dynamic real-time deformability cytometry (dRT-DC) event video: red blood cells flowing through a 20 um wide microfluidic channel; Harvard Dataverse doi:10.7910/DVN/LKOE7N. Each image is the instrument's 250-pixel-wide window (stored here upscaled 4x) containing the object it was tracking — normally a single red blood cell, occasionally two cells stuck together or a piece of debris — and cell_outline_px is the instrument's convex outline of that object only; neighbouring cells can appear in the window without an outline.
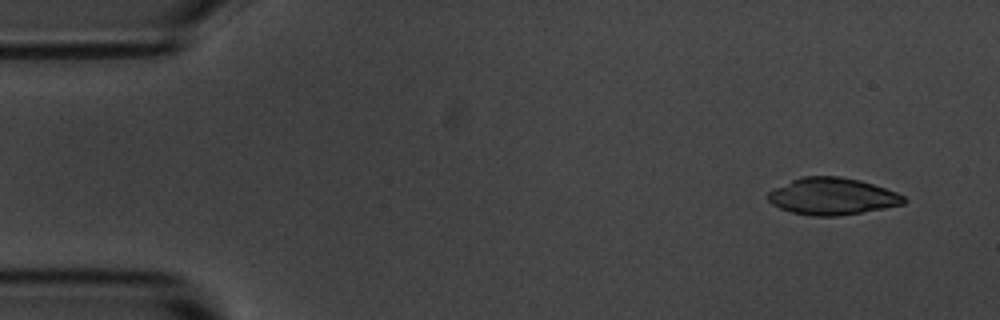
{"species": "common noctule bat (a hibernating species)", "species_latin": "Nyctalus noctula", "temperature_condition": "room temperature", "stored_images_in_passage": 4, "camera_frame_rate_fps": 3000, "um_per_image_px": 0.085, "animal": {"sex": "male", "body_mass_g": 20.1, "forearm_length_mm": 53.5}, "frame": {"image": 1, "passage_image": 1, "time_ms": 0.0, "image_size_px": [1000, 320], "cell_outline_px": [[908, 200], [904, 204], [884, 208], [840, 216], [812, 216], [792, 212], [780, 208], [772, 204], [768, 200], [768, 192], [800, 176], [840, 176], [860, 180], [896, 192], [904, 196]], "centroid_in_image_um": [70.75, 16.69], "position_along_channel_um": 14.2, "area_um2": 29.13}}